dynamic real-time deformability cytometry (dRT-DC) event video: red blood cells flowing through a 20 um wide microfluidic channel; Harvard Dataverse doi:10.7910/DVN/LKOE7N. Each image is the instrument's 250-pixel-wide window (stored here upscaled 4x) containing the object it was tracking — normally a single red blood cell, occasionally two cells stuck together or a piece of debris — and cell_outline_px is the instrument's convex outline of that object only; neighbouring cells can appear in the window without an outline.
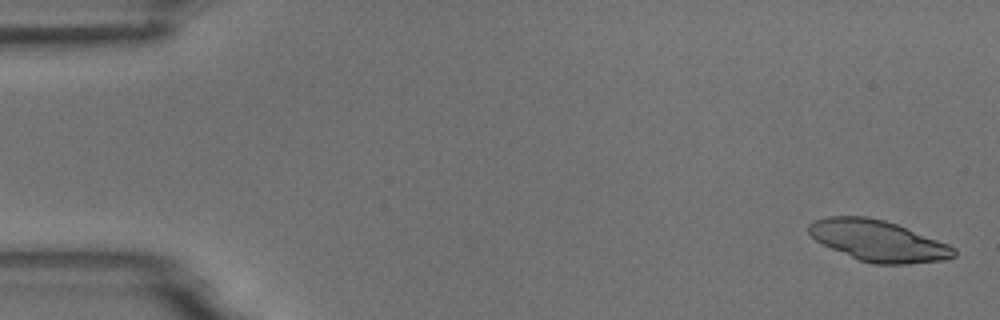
{"species": "common noctule bat (a hibernating species)", "species_latin": "Nyctalus noctula", "temperature_condition": "room temperature", "stored_images_in_passage": 5, "camera_frame_rate_fps": 3000, "um_per_image_px": 0.085, "animal": {"sex": "male", "body_mass_g": 18.8}, "frame": {"image": 1, "passage_image": 1, "time_ms": 0.0, "image_size_px": [1000, 320], "cell_outline_px": [[956, 256], [944, 260], [908, 264], [872, 264], [860, 260], [832, 248], [816, 240], [808, 232], [808, 224], [816, 220], [828, 216], [868, 216], [884, 220], [896, 224], [948, 244], [956, 248]], "centroid_in_image_um": [74.66, 20.46], "position_along_channel_um": 10.3, "area_um2": 34.39}}